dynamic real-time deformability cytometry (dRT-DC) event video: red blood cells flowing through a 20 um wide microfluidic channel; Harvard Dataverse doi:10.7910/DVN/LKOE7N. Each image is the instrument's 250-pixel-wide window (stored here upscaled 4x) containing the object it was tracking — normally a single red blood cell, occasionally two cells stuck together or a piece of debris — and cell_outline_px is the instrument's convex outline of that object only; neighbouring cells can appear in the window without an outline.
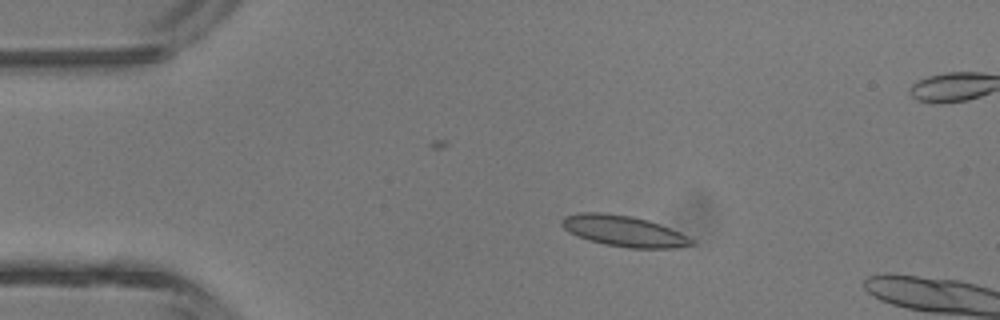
{"species": "common noctule bat (a hibernating species)", "species_latin": "Nyctalus noctula", "temperature_condition": "room temperature", "stored_images_in_passage": 2, "camera_frame_rate_fps": 3000, "um_per_image_px": 0.085, "animal": {"sex": "male", "body_mass_g": 13.3}, "frame": {"image": 1, "passage_image": 1, "time_ms": 0.0, "image_size_px": [1000, 320], "cell_outline_px": [[696, 244], [676, 248], [628, 248], [604, 244], [588, 240], [576, 236], [568, 232], [560, 224], [560, 220], [564, 216], [580, 212], [604, 212], [632, 216], [648, 220], [660, 224], [680, 232], [688, 236]], "centroid_in_image_um": [52.99, 19.63], "position_along_channel_um": 32.0, "area_um2": 23.64}}